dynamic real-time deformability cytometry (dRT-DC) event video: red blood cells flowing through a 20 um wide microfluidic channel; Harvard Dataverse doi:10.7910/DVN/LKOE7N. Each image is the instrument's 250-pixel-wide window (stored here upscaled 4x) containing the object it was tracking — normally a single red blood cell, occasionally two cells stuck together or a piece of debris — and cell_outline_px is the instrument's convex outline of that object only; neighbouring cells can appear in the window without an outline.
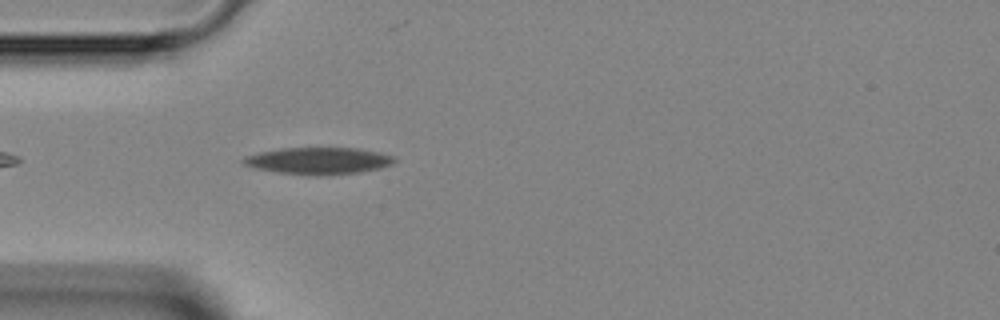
{"species": "Egyptian fruit bat (a non-hibernating species)", "species_latin": "Rousettus aegyptiacus", "temperature_condition": "room temperature", "stored_images_in_passage": 36, "camera_frame_rate_fps": 3000, "um_per_image_px": 0.085, "animal": {"sex": "female"}, "frame": {"image": 1, "passage_image": 3, "time_ms": 0.667, "image_size_px": [1000, 320], "cell_outline_px": [[396, 160], [392, 164], [380, 168], [360, 172], [316, 176], [308, 176], [276, 172], [256, 168], [244, 164], [240, 160], [244, 156], [260, 152], [284, 148], [360, 148], [380, 152], [396, 156]], "centroid_in_image_um": [27.09, 13.67], "position_along_channel_um": 57.9, "area_um2": 23.87}}
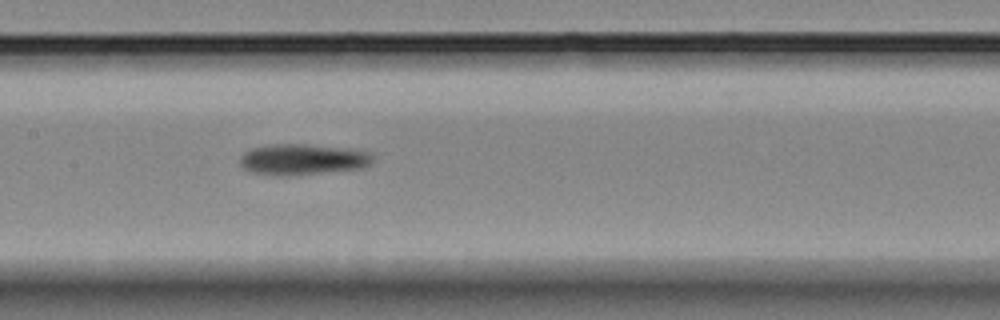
{"frame": {"image": 2, "passage_image": 12, "time_ms": 3.667, "image_size_px": [1000, 320], "cell_outline_px": [[372, 160], [364, 168], [288, 176], [280, 176], [248, 172], [240, 164], [240, 156], [244, 152], [252, 148], [268, 144], [308, 144], [352, 148], [372, 152]], "centroid_in_image_um": [25.72, 13.54], "position_along_channel_um": 181.7, "area_um2": 24.33}}
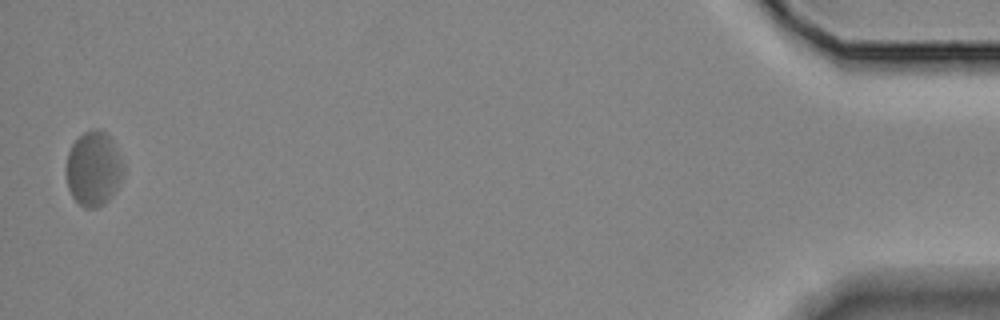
{"frame": {"image": 3, "passage_image": 36, "time_ms": 11.667, "image_size_px": [1000, 320], "cell_outline_px": [[124, 176], [120, 184], [108, 200], [104, 204], [96, 208], [84, 208], [72, 196], [68, 188], [64, 172], [64, 168], [68, 152], [72, 144], [84, 132], [92, 128], [96, 128], [104, 132], [112, 140], [124, 164]], "centroid_in_image_um": [7.94, 14.35], "position_along_channel_um": 427.3, "area_um2": 25.26}}